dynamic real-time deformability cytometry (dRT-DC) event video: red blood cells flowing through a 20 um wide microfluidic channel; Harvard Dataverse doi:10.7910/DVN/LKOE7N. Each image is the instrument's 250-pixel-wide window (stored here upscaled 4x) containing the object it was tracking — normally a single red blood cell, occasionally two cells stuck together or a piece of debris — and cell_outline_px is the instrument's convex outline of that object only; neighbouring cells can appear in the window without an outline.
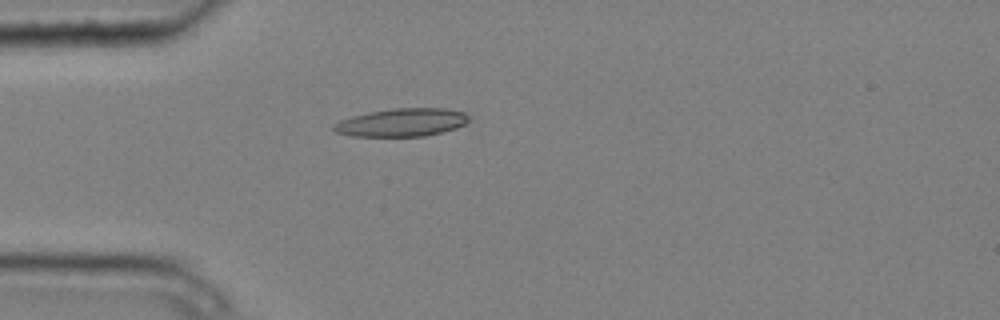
{"species": "common noctule bat (a hibernating species)", "species_latin": "Nyctalus noctula", "temperature_condition": "cold", "stored_images_in_passage": 5, "camera_frame_rate_fps": 3000, "um_per_image_px": 0.085, "animal": {"sex": "male", "body_mass_g": 20.4}, "frame": {"image": 1, "passage_image": 5, "time_ms": 1.333, "image_size_px": [1000, 320], "cell_outline_px": [[468, 120], [464, 124], [456, 128], [424, 136], [352, 136], [336, 132], [332, 128], [332, 124], [340, 120], [352, 116], [368, 112], [392, 108], [448, 108], [464, 112], [468, 116]], "centroid_in_image_um": [34.12, 10.4], "position_along_channel_um": 50.9, "area_um2": 22.08}}